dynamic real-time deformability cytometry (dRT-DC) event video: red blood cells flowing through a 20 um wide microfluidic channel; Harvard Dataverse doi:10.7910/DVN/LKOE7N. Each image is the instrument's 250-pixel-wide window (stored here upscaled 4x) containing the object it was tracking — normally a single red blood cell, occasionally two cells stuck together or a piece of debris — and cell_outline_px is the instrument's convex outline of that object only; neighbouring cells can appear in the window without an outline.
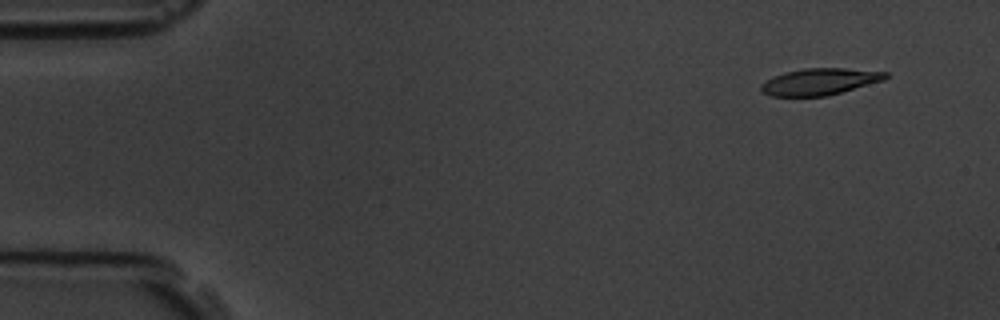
{"species": "common noctule bat (a hibernating species)", "species_latin": "Nyctalus noctula", "temperature_condition": "room temperature", "stored_images_in_passage": 15, "camera_frame_rate_fps": 3000, "um_per_image_px": 0.085, "animal": {"sex": "male", "body_mass_g": 19.5, "forearm_length_mm": 54.6}, "frame": {"image": 1, "passage_image": 2, "time_ms": 1.333, "image_size_px": [1000, 320], "cell_outline_px": [[888, 76], [884, 80], [840, 92], [824, 96], [772, 96], [760, 92], [760, 84], [784, 72], [804, 68], [844, 68], [888, 72]], "centroid_in_image_um": [69.66, 6.93], "position_along_channel_um": 15.3, "area_um2": 19.13}}
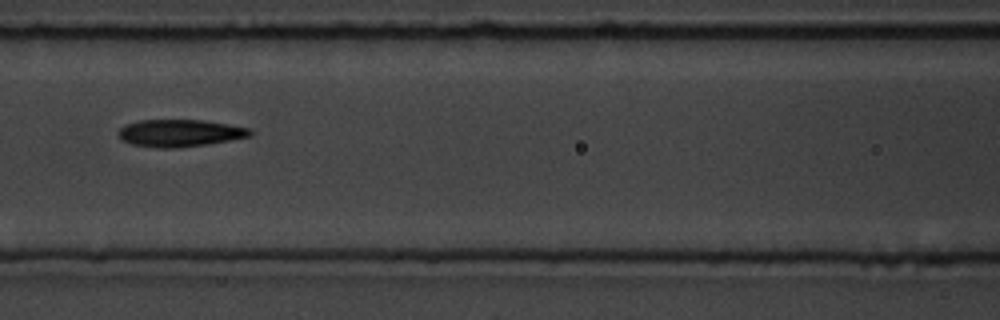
{"frame": {"image": 2, "passage_image": 7, "time_ms": 8.0, "image_size_px": [1000, 320], "cell_outline_px": [[252, 136], [208, 144], [176, 148], [160, 148], [132, 144], [120, 140], [116, 136], [116, 132], [124, 124], [140, 120], [204, 120], [252, 128]], "centroid_in_image_um": [15.26, 11.31], "position_along_channel_um": 151.3, "area_um2": 21.21}}
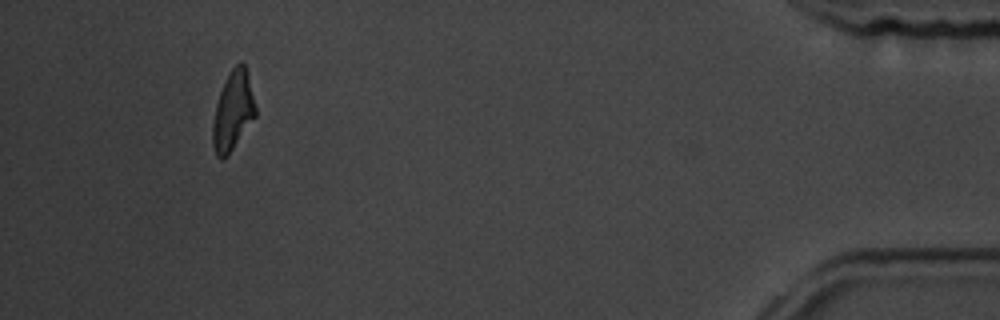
{"frame": {"image": 3, "passage_image": 14, "time_ms": 17.0, "image_size_px": [1000, 320], "cell_outline_px": [[256, 116], [228, 156], [224, 160], [220, 160], [216, 156], [212, 144], [212, 124], [216, 104], [220, 92], [232, 68], [240, 60], [244, 64], [248, 72], [256, 108]], "centroid_in_image_um": [19.8, 9.47], "position_along_channel_um": 415.4, "area_um2": 19.88}, "authors_computed_cell_mechanics": {"area_um2": 20.6924, "velocity_mm_per_s": 3.7024, "shape_relaxation_time_tau1_ms": 3.6378, "shape_relaxation_time_tau2_ms": 3.3698, "deformation_change_tau1": 0.1528, "deformation_change_tau2": 0.1081}}